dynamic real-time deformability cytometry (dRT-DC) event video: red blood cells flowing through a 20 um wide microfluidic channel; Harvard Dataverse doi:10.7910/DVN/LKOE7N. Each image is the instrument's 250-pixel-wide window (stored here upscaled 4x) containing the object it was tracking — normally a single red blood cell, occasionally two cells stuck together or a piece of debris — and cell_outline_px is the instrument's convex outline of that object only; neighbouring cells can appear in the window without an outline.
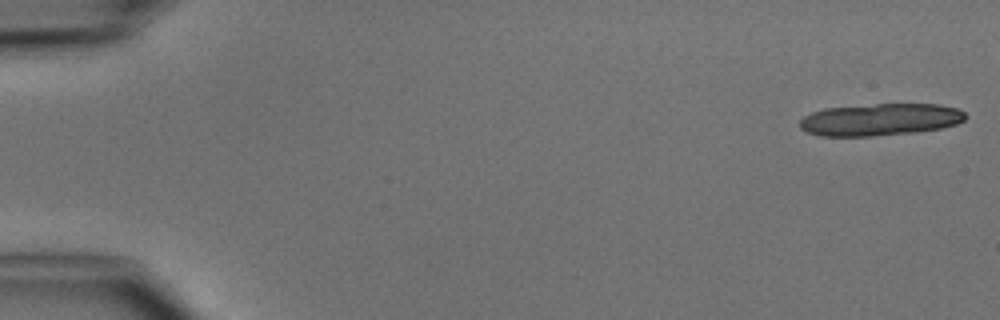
{"species": "common noctule bat (a hibernating species)", "species_latin": "Nyctalus noctula", "temperature_condition": "cold", "stored_images_in_passage": 5, "camera_frame_rate_fps": 3000, "um_per_image_px": 0.085, "animal": {"sex": "male", "body_mass_g": 15.6}, "frame": {"image": 1, "passage_image": 1, "time_ms": 0.0, "image_size_px": [1000, 320], "cell_outline_px": [[964, 120], [956, 124], [940, 128], [916, 132], [868, 136], [820, 136], [808, 132], [800, 128], [800, 120], [804, 116], [812, 112], [824, 108], [876, 104], [940, 104], [956, 108], [964, 112]], "centroid_in_image_um": [74.79, 10.16], "position_along_channel_um": 10.2, "area_um2": 30.87}}